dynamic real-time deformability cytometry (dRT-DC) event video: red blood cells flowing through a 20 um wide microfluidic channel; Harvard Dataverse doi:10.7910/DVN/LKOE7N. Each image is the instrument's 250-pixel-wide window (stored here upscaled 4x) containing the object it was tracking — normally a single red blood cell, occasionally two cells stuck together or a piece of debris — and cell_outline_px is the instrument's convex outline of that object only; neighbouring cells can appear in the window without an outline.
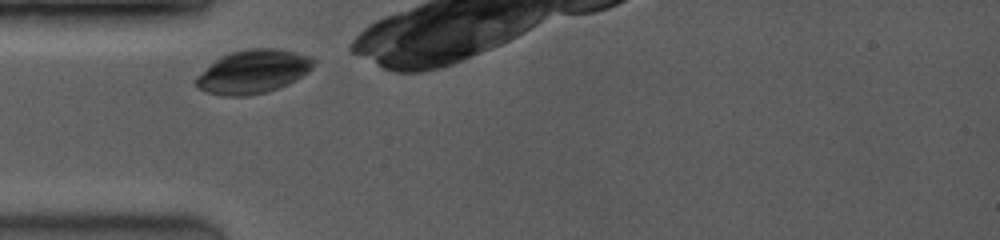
{"species": "common noctule bat (a hibernating species)", "species_latin": "Nyctalus noctula", "temperature_condition": "room temperature", "stored_images_in_passage": 15, "camera_frame_rate_fps": 3500, "um_per_image_px": 0.085, "animal": {"sex": "female", "body_mass_g": 19.0, "forearm_length_mm": 53.3}, "frame": {"image": 1, "passage_image": 1, "time_ms": 0.0, "image_size_px": [1000, 240], "cell_outline_px": [[316, 60], [312, 68], [308, 72], [288, 84], [268, 92], [248, 96], [224, 96], [204, 92], [196, 88], [196, 76], [220, 56], [232, 52], [248, 48], [280, 48], [312, 56]], "centroid_in_image_um": [21.52, 6.09], "position_along_channel_um": 63.5, "area_um2": 30.17}}